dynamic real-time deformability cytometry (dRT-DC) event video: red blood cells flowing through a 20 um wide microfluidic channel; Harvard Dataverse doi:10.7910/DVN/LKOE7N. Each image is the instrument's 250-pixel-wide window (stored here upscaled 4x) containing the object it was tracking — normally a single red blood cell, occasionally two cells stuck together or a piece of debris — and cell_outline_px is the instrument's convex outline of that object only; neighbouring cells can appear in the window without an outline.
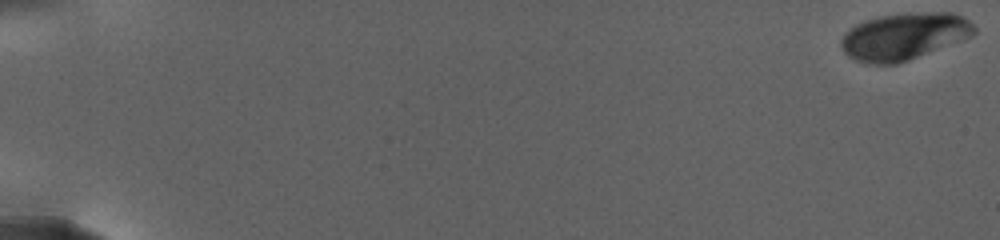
{"species": "human", "species_latin": "Homo sapiens", "temperature_condition": "warm", "stored_images_in_passage": 56, "camera_frame_rate_fps": 3000, "um_per_image_px": 0.085, "donor": {"sex": "female"}, "frame": {"image": 1, "passage_image": 1, "time_ms": 0.0, "image_size_px": [1000, 240], "cell_outline_px": [[976, 32], [972, 36], [908, 60], [896, 64], [868, 64], [856, 60], [848, 56], [844, 52], [840, 44], [840, 40], [844, 32], [856, 24], [864, 20], [880, 16], [928, 12], [952, 12], [968, 20], [976, 28]], "centroid_in_image_um": [76.81, 3.09], "position_along_channel_um": 8.2, "area_um2": 36.18}}
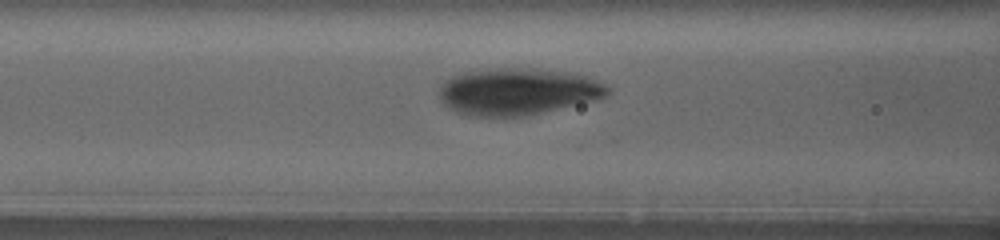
{"frame": {"image": 2, "passage_image": 33, "time_ms": 12.667, "image_size_px": [1000, 240], "cell_outline_px": [[612, 92], [608, 96], [596, 100], [524, 116], [468, 116], [456, 112], [448, 108], [440, 100], [440, 88], [452, 76], [464, 72], [496, 68], [536, 68], [568, 72], [588, 76], [612, 88]], "centroid_in_image_um": [44.05, 7.78], "position_along_channel_um": 122.5, "area_um2": 46.12}}
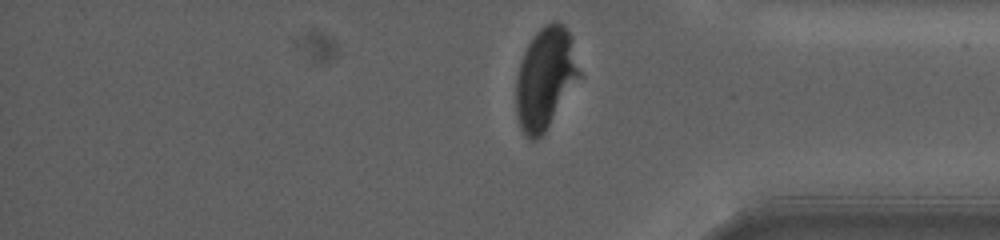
{"frame": {"image": 3, "passage_image": 56, "time_ms": 23.667, "image_size_px": [1000, 240], "cell_outline_px": [[584, 76], [544, 132], [536, 140], [532, 140], [520, 128], [516, 112], [516, 80], [520, 64], [524, 52], [528, 44], [536, 32], [544, 24], [556, 20], [564, 24], [572, 40]], "centroid_in_image_um": [46.41, 6.63], "position_along_channel_um": 388.8, "area_um2": 38.03}, "authors_computed_cell_mechanics": {"area_um2": 40.9513, "velocity_mm_per_s": 2.5061, "shape_relaxation_time_tau1_ms": 4.7909, "shape_relaxation_time_tau2_ms": null, "deformation_change_tau1": 0.1617, "deformation_change_tau2": null}}